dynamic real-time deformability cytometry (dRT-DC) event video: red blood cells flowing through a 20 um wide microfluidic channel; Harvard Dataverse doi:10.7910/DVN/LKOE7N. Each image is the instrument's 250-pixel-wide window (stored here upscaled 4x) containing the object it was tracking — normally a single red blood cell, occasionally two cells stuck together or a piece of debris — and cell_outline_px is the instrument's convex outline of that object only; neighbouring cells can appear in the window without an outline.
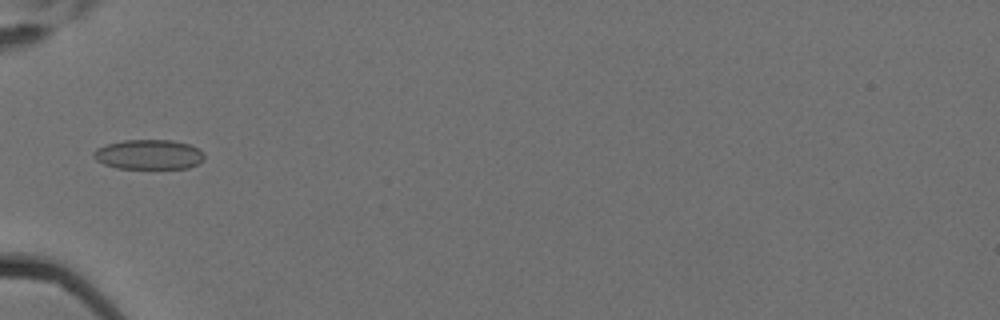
{"species": "Egyptian fruit bat (a non-hibernating species)", "species_latin": "Rousettus aegyptiacus", "temperature_condition": "cold", "stored_images_in_passage": 9, "camera_frame_rate_fps": 3000, "um_per_image_px": 0.085, "animal": {"sex": "female"}, "frame": {"image": 1, "passage_image": 6, "time_ms": 1.667, "image_size_px": [1000, 320], "cell_outline_px": [[204, 160], [188, 168], [116, 168], [104, 164], [96, 160], [92, 156], [92, 152], [96, 148], [104, 144], [124, 140], [172, 140], [188, 144], [204, 152]], "centroid_in_image_um": [12.6, 13.13], "position_along_channel_um": 72.4, "area_um2": 19.31}}
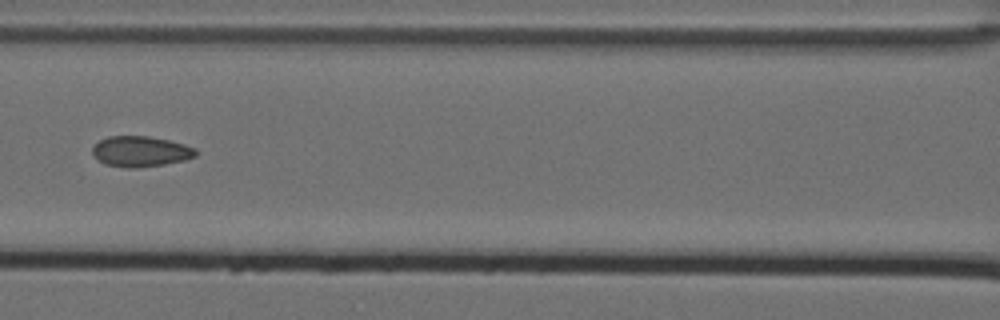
{"frame": {"image": 2, "passage_image": 8, "time_ms": 2.333, "image_size_px": [1000, 320], "cell_outline_px": [[196, 156], [184, 160], [164, 164], [136, 168], [128, 168], [104, 164], [92, 152], [92, 148], [100, 140], [108, 136], [148, 136], [168, 140], [184, 144], [196, 148]], "centroid_in_image_um": [11.96, 12.87], "position_along_channel_um": 154.6, "area_um2": 18.26}}
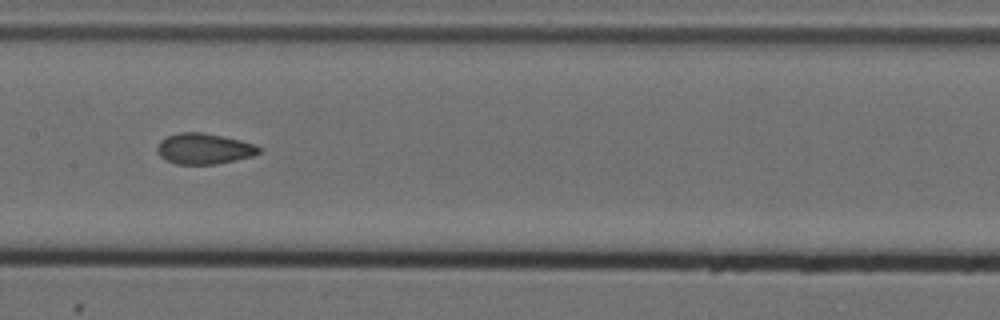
{"frame": {"image": 3, "passage_image": 9, "time_ms": 2.667, "image_size_px": [1000, 320], "cell_outline_px": [[260, 152], [252, 156], [216, 164], [176, 164], [164, 160], [160, 156], [156, 148], [160, 140], [168, 136], [180, 132], [200, 132], [224, 136], [256, 144], [260, 148]], "centroid_in_image_um": [17.32, 12.64], "position_along_channel_um": 190.1, "area_um2": 18.26}}